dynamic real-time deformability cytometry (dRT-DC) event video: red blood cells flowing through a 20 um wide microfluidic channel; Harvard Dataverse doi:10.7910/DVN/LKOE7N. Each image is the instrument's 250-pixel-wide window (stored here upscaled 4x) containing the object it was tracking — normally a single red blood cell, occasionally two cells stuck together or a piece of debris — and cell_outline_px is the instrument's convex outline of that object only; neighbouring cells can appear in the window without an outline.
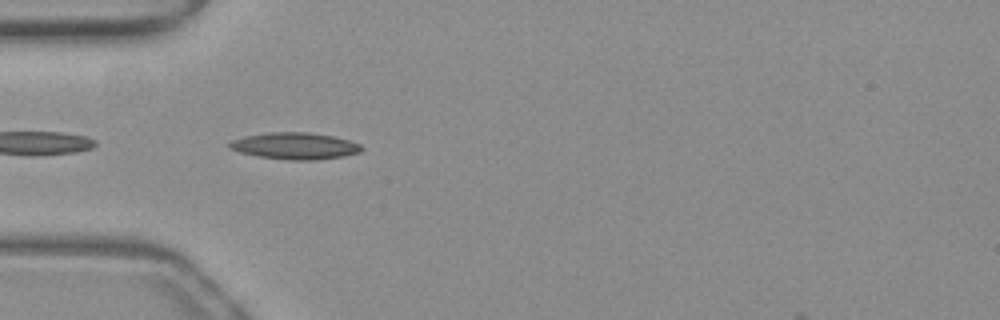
{"species": "common noctule bat (a hibernating species)", "species_latin": "Nyctalus noctula", "temperature_condition": "warm", "stored_images_in_passage": 32, "camera_frame_rate_fps": 3000, "um_per_image_px": 0.085, "animal": {"sex": "female", "body_mass_g": 19.3, "forearm_length_mm": 54.1}, "frame": {"image": 1, "passage_image": 2, "time_ms": 0.333, "image_size_px": [1000, 320], "cell_outline_px": [[364, 148], [360, 152], [344, 156], [316, 160], [288, 160], [256, 156], [240, 152], [228, 148], [228, 144], [232, 140], [244, 136], [268, 132], [308, 132], [332, 136], [348, 140], [360, 144]], "centroid_in_image_um": [25.05, 12.4], "position_along_channel_um": 59.9, "area_um2": 20.63}}
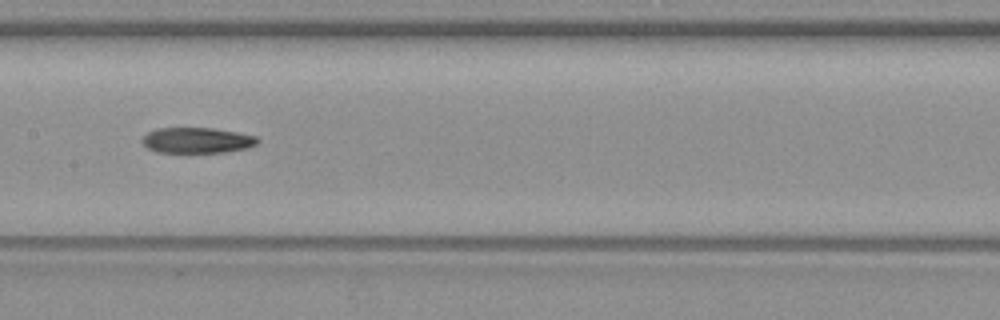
{"frame": {"image": 2, "passage_image": 12, "time_ms": 3.667, "image_size_px": [1000, 320], "cell_outline_px": [[260, 140], [256, 144], [248, 148], [224, 152], [156, 152], [148, 148], [144, 144], [144, 136], [148, 132], [156, 128], [212, 128], [236, 132], [256, 136]], "centroid_in_image_um": [16.77, 11.92], "position_along_channel_um": 190.6, "area_um2": 17.05}}
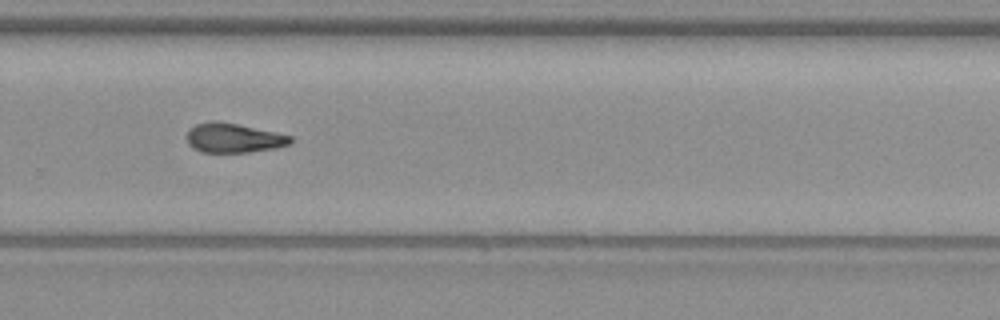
{"frame": {"image": 3, "passage_image": 21, "time_ms": 6.667, "image_size_px": [1000, 320], "cell_outline_px": [[292, 140], [288, 144], [276, 148], [248, 152], [200, 152], [188, 144], [188, 132], [196, 124], [212, 120], [236, 124], [292, 136]], "centroid_in_image_um": [19.84, 11.73], "position_along_channel_um": 310.0, "area_um2": 17.4}}